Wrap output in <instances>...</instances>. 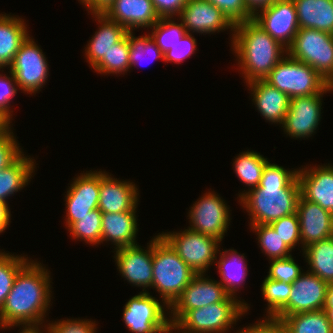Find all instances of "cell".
<instances>
[{"mask_svg": "<svg viewBox=\"0 0 333 333\" xmlns=\"http://www.w3.org/2000/svg\"><path fill=\"white\" fill-rule=\"evenodd\" d=\"M275 0H245L248 11L255 16L259 11L270 6Z\"/></svg>", "mask_w": 333, "mask_h": 333, "instance_id": "obj_50", "label": "cell"}, {"mask_svg": "<svg viewBox=\"0 0 333 333\" xmlns=\"http://www.w3.org/2000/svg\"><path fill=\"white\" fill-rule=\"evenodd\" d=\"M10 126V124L0 116V135Z\"/></svg>", "mask_w": 333, "mask_h": 333, "instance_id": "obj_55", "label": "cell"}, {"mask_svg": "<svg viewBox=\"0 0 333 333\" xmlns=\"http://www.w3.org/2000/svg\"><path fill=\"white\" fill-rule=\"evenodd\" d=\"M269 225L291 250L299 244V241L301 243L299 217L297 213L284 216L271 222Z\"/></svg>", "mask_w": 333, "mask_h": 333, "instance_id": "obj_40", "label": "cell"}, {"mask_svg": "<svg viewBox=\"0 0 333 333\" xmlns=\"http://www.w3.org/2000/svg\"><path fill=\"white\" fill-rule=\"evenodd\" d=\"M244 254H238L237 250L229 249L220 253L219 261L217 262V268L221 276V285L224 287L225 292L234 298H236V292L239 290L240 285L246 280L247 264L244 260ZM245 263V264H244Z\"/></svg>", "mask_w": 333, "mask_h": 333, "instance_id": "obj_29", "label": "cell"}, {"mask_svg": "<svg viewBox=\"0 0 333 333\" xmlns=\"http://www.w3.org/2000/svg\"><path fill=\"white\" fill-rule=\"evenodd\" d=\"M96 325L89 319H63L47 324V328L49 333H96Z\"/></svg>", "mask_w": 333, "mask_h": 333, "instance_id": "obj_45", "label": "cell"}, {"mask_svg": "<svg viewBox=\"0 0 333 333\" xmlns=\"http://www.w3.org/2000/svg\"><path fill=\"white\" fill-rule=\"evenodd\" d=\"M101 26L85 47L87 62L94 68L113 44L120 42L129 32L122 25L107 18L103 13H91Z\"/></svg>", "mask_w": 333, "mask_h": 333, "instance_id": "obj_25", "label": "cell"}, {"mask_svg": "<svg viewBox=\"0 0 333 333\" xmlns=\"http://www.w3.org/2000/svg\"><path fill=\"white\" fill-rule=\"evenodd\" d=\"M228 209L225 201L214 191L205 193L189 210L188 228L222 241L231 220Z\"/></svg>", "mask_w": 333, "mask_h": 333, "instance_id": "obj_11", "label": "cell"}, {"mask_svg": "<svg viewBox=\"0 0 333 333\" xmlns=\"http://www.w3.org/2000/svg\"><path fill=\"white\" fill-rule=\"evenodd\" d=\"M102 212L99 209L92 210L88 215L80 217L79 221L73 222L68 231L75 240L80 239L87 244L101 243Z\"/></svg>", "mask_w": 333, "mask_h": 333, "instance_id": "obj_34", "label": "cell"}, {"mask_svg": "<svg viewBox=\"0 0 333 333\" xmlns=\"http://www.w3.org/2000/svg\"><path fill=\"white\" fill-rule=\"evenodd\" d=\"M324 307H333V283H328Z\"/></svg>", "mask_w": 333, "mask_h": 333, "instance_id": "obj_52", "label": "cell"}, {"mask_svg": "<svg viewBox=\"0 0 333 333\" xmlns=\"http://www.w3.org/2000/svg\"><path fill=\"white\" fill-rule=\"evenodd\" d=\"M28 35L27 24L22 18L0 14V69L11 65Z\"/></svg>", "mask_w": 333, "mask_h": 333, "instance_id": "obj_27", "label": "cell"}, {"mask_svg": "<svg viewBox=\"0 0 333 333\" xmlns=\"http://www.w3.org/2000/svg\"><path fill=\"white\" fill-rule=\"evenodd\" d=\"M246 85L252 91V101L260 114L272 124L282 125L289 109V96L265 80H254Z\"/></svg>", "mask_w": 333, "mask_h": 333, "instance_id": "obj_23", "label": "cell"}, {"mask_svg": "<svg viewBox=\"0 0 333 333\" xmlns=\"http://www.w3.org/2000/svg\"><path fill=\"white\" fill-rule=\"evenodd\" d=\"M90 13H102L114 0H78Z\"/></svg>", "mask_w": 333, "mask_h": 333, "instance_id": "obj_49", "label": "cell"}, {"mask_svg": "<svg viewBox=\"0 0 333 333\" xmlns=\"http://www.w3.org/2000/svg\"><path fill=\"white\" fill-rule=\"evenodd\" d=\"M298 169L301 195L333 214V166Z\"/></svg>", "mask_w": 333, "mask_h": 333, "instance_id": "obj_22", "label": "cell"}, {"mask_svg": "<svg viewBox=\"0 0 333 333\" xmlns=\"http://www.w3.org/2000/svg\"><path fill=\"white\" fill-rule=\"evenodd\" d=\"M173 330H176V326L173 324H170L167 328H165L161 333H173ZM179 332L183 333L179 330ZM178 332V333H179Z\"/></svg>", "mask_w": 333, "mask_h": 333, "instance_id": "obj_56", "label": "cell"}, {"mask_svg": "<svg viewBox=\"0 0 333 333\" xmlns=\"http://www.w3.org/2000/svg\"><path fill=\"white\" fill-rule=\"evenodd\" d=\"M10 219L11 213L8 204L0 202V233H3L8 228Z\"/></svg>", "mask_w": 333, "mask_h": 333, "instance_id": "obj_51", "label": "cell"}, {"mask_svg": "<svg viewBox=\"0 0 333 333\" xmlns=\"http://www.w3.org/2000/svg\"><path fill=\"white\" fill-rule=\"evenodd\" d=\"M178 17L187 33L213 34L225 29L234 30V25L222 11L206 0H188Z\"/></svg>", "mask_w": 333, "mask_h": 333, "instance_id": "obj_18", "label": "cell"}, {"mask_svg": "<svg viewBox=\"0 0 333 333\" xmlns=\"http://www.w3.org/2000/svg\"><path fill=\"white\" fill-rule=\"evenodd\" d=\"M296 213L299 217L301 245L305 247L333 236V214L300 195Z\"/></svg>", "mask_w": 333, "mask_h": 333, "instance_id": "obj_19", "label": "cell"}, {"mask_svg": "<svg viewBox=\"0 0 333 333\" xmlns=\"http://www.w3.org/2000/svg\"><path fill=\"white\" fill-rule=\"evenodd\" d=\"M267 278L292 284L303 272L291 256L286 258L271 259Z\"/></svg>", "mask_w": 333, "mask_h": 333, "instance_id": "obj_41", "label": "cell"}, {"mask_svg": "<svg viewBox=\"0 0 333 333\" xmlns=\"http://www.w3.org/2000/svg\"><path fill=\"white\" fill-rule=\"evenodd\" d=\"M159 18L179 16L188 0H151Z\"/></svg>", "mask_w": 333, "mask_h": 333, "instance_id": "obj_48", "label": "cell"}, {"mask_svg": "<svg viewBox=\"0 0 333 333\" xmlns=\"http://www.w3.org/2000/svg\"><path fill=\"white\" fill-rule=\"evenodd\" d=\"M222 11L227 19L236 25L253 19L248 11L245 0H206Z\"/></svg>", "mask_w": 333, "mask_h": 333, "instance_id": "obj_42", "label": "cell"}, {"mask_svg": "<svg viewBox=\"0 0 333 333\" xmlns=\"http://www.w3.org/2000/svg\"><path fill=\"white\" fill-rule=\"evenodd\" d=\"M100 74H124L130 69L129 32L118 43L113 44L106 57L93 68Z\"/></svg>", "mask_w": 333, "mask_h": 333, "instance_id": "obj_33", "label": "cell"}, {"mask_svg": "<svg viewBox=\"0 0 333 333\" xmlns=\"http://www.w3.org/2000/svg\"><path fill=\"white\" fill-rule=\"evenodd\" d=\"M253 20L286 49L291 46L299 30L293 0H275L270 6L259 11Z\"/></svg>", "mask_w": 333, "mask_h": 333, "instance_id": "obj_13", "label": "cell"}, {"mask_svg": "<svg viewBox=\"0 0 333 333\" xmlns=\"http://www.w3.org/2000/svg\"><path fill=\"white\" fill-rule=\"evenodd\" d=\"M28 257L0 251V309L12 289L18 272L29 262Z\"/></svg>", "mask_w": 333, "mask_h": 333, "instance_id": "obj_36", "label": "cell"}, {"mask_svg": "<svg viewBox=\"0 0 333 333\" xmlns=\"http://www.w3.org/2000/svg\"><path fill=\"white\" fill-rule=\"evenodd\" d=\"M324 310L327 314L331 326L333 327V307H324Z\"/></svg>", "mask_w": 333, "mask_h": 333, "instance_id": "obj_54", "label": "cell"}, {"mask_svg": "<svg viewBox=\"0 0 333 333\" xmlns=\"http://www.w3.org/2000/svg\"><path fill=\"white\" fill-rule=\"evenodd\" d=\"M328 91L329 86L320 94L290 99L289 109L281 126L286 135L301 139L315 133L321 119V100Z\"/></svg>", "mask_w": 333, "mask_h": 333, "instance_id": "obj_14", "label": "cell"}, {"mask_svg": "<svg viewBox=\"0 0 333 333\" xmlns=\"http://www.w3.org/2000/svg\"><path fill=\"white\" fill-rule=\"evenodd\" d=\"M204 275L196 274L169 308L171 324L175 325L189 310L222 302L229 297L219 281L205 278Z\"/></svg>", "mask_w": 333, "mask_h": 333, "instance_id": "obj_12", "label": "cell"}, {"mask_svg": "<svg viewBox=\"0 0 333 333\" xmlns=\"http://www.w3.org/2000/svg\"><path fill=\"white\" fill-rule=\"evenodd\" d=\"M327 286L328 283L315 274L309 271L302 273L292 283L286 306L275 317L282 320L295 313L323 310Z\"/></svg>", "mask_w": 333, "mask_h": 333, "instance_id": "obj_15", "label": "cell"}, {"mask_svg": "<svg viewBox=\"0 0 333 333\" xmlns=\"http://www.w3.org/2000/svg\"><path fill=\"white\" fill-rule=\"evenodd\" d=\"M239 193V202L249 213L250 224H270L296 213L301 186L298 170L268 162L258 187ZM245 192V193H244Z\"/></svg>", "mask_w": 333, "mask_h": 333, "instance_id": "obj_1", "label": "cell"}, {"mask_svg": "<svg viewBox=\"0 0 333 333\" xmlns=\"http://www.w3.org/2000/svg\"><path fill=\"white\" fill-rule=\"evenodd\" d=\"M282 322L286 333H333L324 309L288 315Z\"/></svg>", "mask_w": 333, "mask_h": 333, "instance_id": "obj_31", "label": "cell"}, {"mask_svg": "<svg viewBox=\"0 0 333 333\" xmlns=\"http://www.w3.org/2000/svg\"><path fill=\"white\" fill-rule=\"evenodd\" d=\"M159 301L147 291L131 297L123 310V321L128 330L132 333H161L167 328L171 324L165 313L169 307Z\"/></svg>", "mask_w": 333, "mask_h": 333, "instance_id": "obj_10", "label": "cell"}, {"mask_svg": "<svg viewBox=\"0 0 333 333\" xmlns=\"http://www.w3.org/2000/svg\"><path fill=\"white\" fill-rule=\"evenodd\" d=\"M136 208L127 212L102 213L101 242L111 241L116 250L137 244Z\"/></svg>", "mask_w": 333, "mask_h": 333, "instance_id": "obj_24", "label": "cell"}, {"mask_svg": "<svg viewBox=\"0 0 333 333\" xmlns=\"http://www.w3.org/2000/svg\"><path fill=\"white\" fill-rule=\"evenodd\" d=\"M151 29V39L163 53L173 48L186 34L182 22L176 23L172 18H160Z\"/></svg>", "mask_w": 333, "mask_h": 333, "instance_id": "obj_35", "label": "cell"}, {"mask_svg": "<svg viewBox=\"0 0 333 333\" xmlns=\"http://www.w3.org/2000/svg\"><path fill=\"white\" fill-rule=\"evenodd\" d=\"M48 66L42 49L28 35L15 54L9 70L20 90L36 94L47 82Z\"/></svg>", "mask_w": 333, "mask_h": 333, "instance_id": "obj_9", "label": "cell"}, {"mask_svg": "<svg viewBox=\"0 0 333 333\" xmlns=\"http://www.w3.org/2000/svg\"><path fill=\"white\" fill-rule=\"evenodd\" d=\"M132 33L129 32L130 69L139 64L144 56H149L148 54L153 55V59L155 60L157 58L164 60V53L157 47L149 34L135 37Z\"/></svg>", "mask_w": 333, "mask_h": 333, "instance_id": "obj_39", "label": "cell"}, {"mask_svg": "<svg viewBox=\"0 0 333 333\" xmlns=\"http://www.w3.org/2000/svg\"><path fill=\"white\" fill-rule=\"evenodd\" d=\"M134 182L121 181L100 171L98 209L102 213H119L133 210L138 205V188Z\"/></svg>", "mask_w": 333, "mask_h": 333, "instance_id": "obj_20", "label": "cell"}, {"mask_svg": "<svg viewBox=\"0 0 333 333\" xmlns=\"http://www.w3.org/2000/svg\"><path fill=\"white\" fill-rule=\"evenodd\" d=\"M231 47L238 60L246 84L264 80L287 49L272 38L253 19L234 25Z\"/></svg>", "mask_w": 333, "mask_h": 333, "instance_id": "obj_3", "label": "cell"}, {"mask_svg": "<svg viewBox=\"0 0 333 333\" xmlns=\"http://www.w3.org/2000/svg\"><path fill=\"white\" fill-rule=\"evenodd\" d=\"M152 274V288L169 308L196 275L159 233L153 238Z\"/></svg>", "mask_w": 333, "mask_h": 333, "instance_id": "obj_4", "label": "cell"}, {"mask_svg": "<svg viewBox=\"0 0 333 333\" xmlns=\"http://www.w3.org/2000/svg\"><path fill=\"white\" fill-rule=\"evenodd\" d=\"M68 188L66 201L67 228L80 217L88 215L92 210L98 209L100 191V171L80 173Z\"/></svg>", "mask_w": 333, "mask_h": 333, "instance_id": "obj_16", "label": "cell"}, {"mask_svg": "<svg viewBox=\"0 0 333 333\" xmlns=\"http://www.w3.org/2000/svg\"><path fill=\"white\" fill-rule=\"evenodd\" d=\"M269 161L263 155L254 151H245L235 157L233 167L239 180L245 183L248 189L259 186L264 167Z\"/></svg>", "mask_w": 333, "mask_h": 333, "instance_id": "obj_32", "label": "cell"}, {"mask_svg": "<svg viewBox=\"0 0 333 333\" xmlns=\"http://www.w3.org/2000/svg\"><path fill=\"white\" fill-rule=\"evenodd\" d=\"M299 28L333 34V0H293Z\"/></svg>", "mask_w": 333, "mask_h": 333, "instance_id": "obj_26", "label": "cell"}, {"mask_svg": "<svg viewBox=\"0 0 333 333\" xmlns=\"http://www.w3.org/2000/svg\"><path fill=\"white\" fill-rule=\"evenodd\" d=\"M44 328L46 327L47 331L46 333H49V330L47 326H43ZM40 327H23V329L20 331V333H43L42 330H40Z\"/></svg>", "mask_w": 333, "mask_h": 333, "instance_id": "obj_53", "label": "cell"}, {"mask_svg": "<svg viewBox=\"0 0 333 333\" xmlns=\"http://www.w3.org/2000/svg\"><path fill=\"white\" fill-rule=\"evenodd\" d=\"M24 155L22 153L12 164L0 171V202L2 203H7L8 197L27 186L32 173L35 172V160Z\"/></svg>", "mask_w": 333, "mask_h": 333, "instance_id": "obj_28", "label": "cell"}, {"mask_svg": "<svg viewBox=\"0 0 333 333\" xmlns=\"http://www.w3.org/2000/svg\"><path fill=\"white\" fill-rule=\"evenodd\" d=\"M49 274L48 269L37 260H30L18 272L0 309L1 328L43 326L52 297Z\"/></svg>", "mask_w": 333, "mask_h": 333, "instance_id": "obj_2", "label": "cell"}, {"mask_svg": "<svg viewBox=\"0 0 333 333\" xmlns=\"http://www.w3.org/2000/svg\"><path fill=\"white\" fill-rule=\"evenodd\" d=\"M179 257L196 273H206L217 259L220 240L187 228L180 232L160 234ZM219 242V243H218Z\"/></svg>", "mask_w": 333, "mask_h": 333, "instance_id": "obj_8", "label": "cell"}, {"mask_svg": "<svg viewBox=\"0 0 333 333\" xmlns=\"http://www.w3.org/2000/svg\"><path fill=\"white\" fill-rule=\"evenodd\" d=\"M292 284L265 278L261 286L264 300L267 301V316L275 317L287 304Z\"/></svg>", "mask_w": 333, "mask_h": 333, "instance_id": "obj_38", "label": "cell"}, {"mask_svg": "<svg viewBox=\"0 0 333 333\" xmlns=\"http://www.w3.org/2000/svg\"><path fill=\"white\" fill-rule=\"evenodd\" d=\"M266 319L256 322L252 326L240 328L237 333H286L281 319L265 316Z\"/></svg>", "mask_w": 333, "mask_h": 333, "instance_id": "obj_47", "label": "cell"}, {"mask_svg": "<svg viewBox=\"0 0 333 333\" xmlns=\"http://www.w3.org/2000/svg\"><path fill=\"white\" fill-rule=\"evenodd\" d=\"M196 39L192 36L191 32L187 33L177 42L173 48L164 53L165 62H174L179 64L187 57H190L196 51Z\"/></svg>", "mask_w": 333, "mask_h": 333, "instance_id": "obj_46", "label": "cell"}, {"mask_svg": "<svg viewBox=\"0 0 333 333\" xmlns=\"http://www.w3.org/2000/svg\"><path fill=\"white\" fill-rule=\"evenodd\" d=\"M287 55V56H286ZM264 79L290 99L322 93L329 85L311 66L286 54Z\"/></svg>", "mask_w": 333, "mask_h": 333, "instance_id": "obj_6", "label": "cell"}, {"mask_svg": "<svg viewBox=\"0 0 333 333\" xmlns=\"http://www.w3.org/2000/svg\"><path fill=\"white\" fill-rule=\"evenodd\" d=\"M303 255L309 272L327 283H333V236L305 247Z\"/></svg>", "mask_w": 333, "mask_h": 333, "instance_id": "obj_30", "label": "cell"}, {"mask_svg": "<svg viewBox=\"0 0 333 333\" xmlns=\"http://www.w3.org/2000/svg\"><path fill=\"white\" fill-rule=\"evenodd\" d=\"M9 76L4 74H0V116L6 120L9 124L11 123V120H13L12 112L10 104V100L17 94V89L15 88L17 85V82L15 81V77L12 74V72H9Z\"/></svg>", "mask_w": 333, "mask_h": 333, "instance_id": "obj_44", "label": "cell"}, {"mask_svg": "<svg viewBox=\"0 0 333 333\" xmlns=\"http://www.w3.org/2000/svg\"><path fill=\"white\" fill-rule=\"evenodd\" d=\"M11 125L0 135V171L12 164L22 153Z\"/></svg>", "mask_w": 333, "mask_h": 333, "instance_id": "obj_43", "label": "cell"}, {"mask_svg": "<svg viewBox=\"0 0 333 333\" xmlns=\"http://www.w3.org/2000/svg\"><path fill=\"white\" fill-rule=\"evenodd\" d=\"M102 13L129 32L151 28L160 19L151 0H114Z\"/></svg>", "mask_w": 333, "mask_h": 333, "instance_id": "obj_21", "label": "cell"}, {"mask_svg": "<svg viewBox=\"0 0 333 333\" xmlns=\"http://www.w3.org/2000/svg\"><path fill=\"white\" fill-rule=\"evenodd\" d=\"M248 304L229 296L225 301L189 310L176 324L183 333H225L245 312Z\"/></svg>", "mask_w": 333, "mask_h": 333, "instance_id": "obj_5", "label": "cell"}, {"mask_svg": "<svg viewBox=\"0 0 333 333\" xmlns=\"http://www.w3.org/2000/svg\"><path fill=\"white\" fill-rule=\"evenodd\" d=\"M287 53L311 66L326 82L333 79V34L299 28Z\"/></svg>", "mask_w": 333, "mask_h": 333, "instance_id": "obj_7", "label": "cell"}, {"mask_svg": "<svg viewBox=\"0 0 333 333\" xmlns=\"http://www.w3.org/2000/svg\"><path fill=\"white\" fill-rule=\"evenodd\" d=\"M252 231L257 232L259 246L265 255L271 259L286 258L291 256L292 251L282 240V238L272 229L269 224L250 225Z\"/></svg>", "mask_w": 333, "mask_h": 333, "instance_id": "obj_37", "label": "cell"}, {"mask_svg": "<svg viewBox=\"0 0 333 333\" xmlns=\"http://www.w3.org/2000/svg\"><path fill=\"white\" fill-rule=\"evenodd\" d=\"M147 244L146 250L138 244L117 249L114 256L121 276L130 284L142 287L143 292L152 288L153 281V238Z\"/></svg>", "mask_w": 333, "mask_h": 333, "instance_id": "obj_17", "label": "cell"}, {"mask_svg": "<svg viewBox=\"0 0 333 333\" xmlns=\"http://www.w3.org/2000/svg\"><path fill=\"white\" fill-rule=\"evenodd\" d=\"M330 91H333V79L329 82Z\"/></svg>", "mask_w": 333, "mask_h": 333, "instance_id": "obj_57", "label": "cell"}]
</instances>
